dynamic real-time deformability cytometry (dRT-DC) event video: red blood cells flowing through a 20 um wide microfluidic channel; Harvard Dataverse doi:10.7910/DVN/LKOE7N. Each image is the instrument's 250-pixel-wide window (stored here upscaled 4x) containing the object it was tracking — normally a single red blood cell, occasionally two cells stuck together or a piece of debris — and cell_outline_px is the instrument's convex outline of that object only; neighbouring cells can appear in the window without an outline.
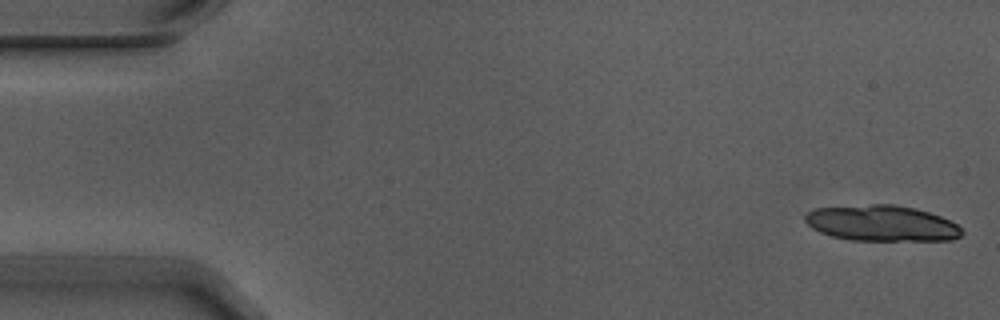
{"species": "Egyptian fruit bat (a non-hibernating species)", "species_latin": "Rousettus aegyptiacus", "temperature_condition": "warm", "stored_images_in_passage": 5, "camera_frame_rate_fps": 3000, "um_per_image_px": 0.085, "animal": {"sex": "male"}, "frame": {"image": 1, "passage_image": 1, "time_ms": 0.0, "image_size_px": [1000, 320], "cell_outline_px": [[964, 232], [960, 236], [952, 240], [848, 240], [832, 236], [820, 232], [812, 228], [804, 220], [804, 216], [808, 212], [816, 208], [872, 204], [892, 204], [916, 208], [940, 216], [956, 224]], "centroid_in_image_um": [74.93, 18.98], "position_along_channel_um": 10.1, "area_um2": 32.66}}